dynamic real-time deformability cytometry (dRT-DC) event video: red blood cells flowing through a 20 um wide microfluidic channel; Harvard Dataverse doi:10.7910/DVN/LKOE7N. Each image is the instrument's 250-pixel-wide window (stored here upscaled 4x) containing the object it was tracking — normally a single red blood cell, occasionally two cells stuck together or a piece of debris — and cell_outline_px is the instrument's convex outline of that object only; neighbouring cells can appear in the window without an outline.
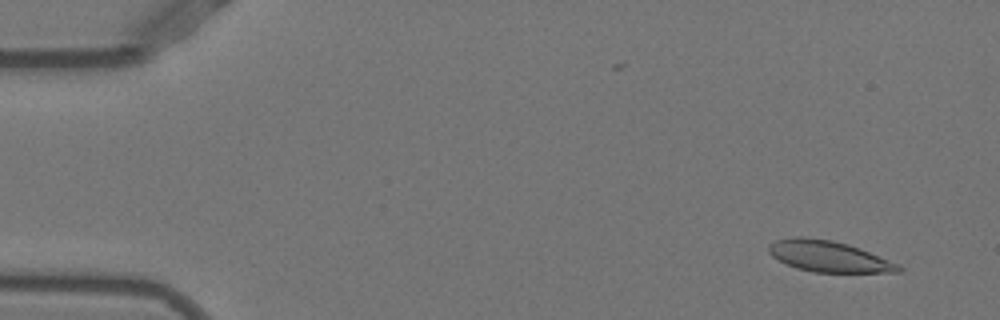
{"species": "Egyptian fruit bat (a non-hibernating species)", "species_latin": "Rousettus aegyptiacus", "temperature_condition": "warm", "stored_images_in_passage": 50, "camera_frame_rate_fps": 3000, "um_per_image_px": 0.085, "animal": {"sex": "female"}, "frame": {"image": 1, "passage_image": 4, "time_ms": 1.0, "image_size_px": [1000, 320], "cell_outline_px": [[904, 268], [900, 272], [812, 272], [796, 268], [772, 256], [768, 252], [768, 244], [776, 240], [792, 236], [804, 236], [832, 240], [848, 244], [860, 248], [900, 264]], "centroid_in_image_um": [70.44, 21.78], "position_along_channel_um": 14.6, "area_um2": 23.64}}
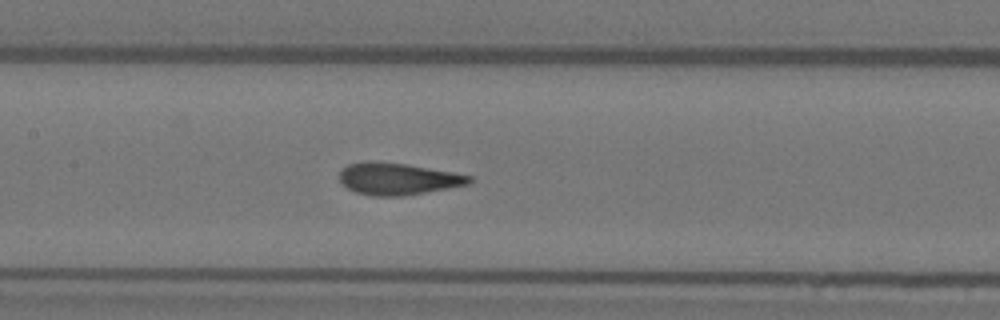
{"frame": {"image": 2, "passage_image": 25, "time_ms": 8.0, "image_size_px": [1000, 320], "cell_outline_px": [[472, 180], [468, 184], [448, 188], [404, 196], [372, 196], [356, 192], [348, 188], [340, 180], [340, 172], [348, 164], [368, 160], [372, 160], [408, 164], [452, 172], [472, 176]], "centroid_in_image_um": [33.81, 15.19], "position_along_channel_um": 173.6, "area_um2": 24.1}}
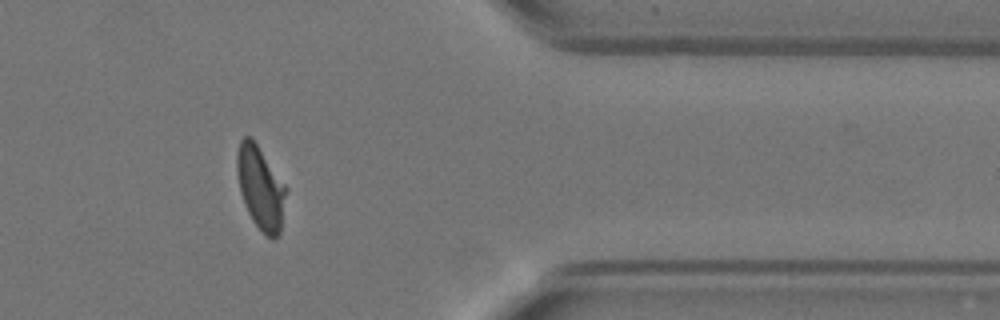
{"frame": {"image": 3, "passage_image": 43, "time_ms": 14.0, "image_size_px": [1000, 320], "cell_outline_px": [[288, 188], [280, 232], [272, 240], [252, 220], [244, 204], [240, 192], [236, 172], [236, 152], [240, 140], [244, 136], [252, 136]], "centroid_in_image_um": [22.14, 15.9], "position_along_channel_um": 389.3, "area_um2": 24.04}, "authors_computed_cell_mechanics": {"area_um2": 24.0737, "velocity_mm_per_s": 3.9274, "shape_relaxation_time_tau1_ms": 5.7814, "shape_relaxation_time_tau2_ms": 0.7793, "deformation_change_tau1": 0.2047, "deformation_change_tau2": 0.0687}}